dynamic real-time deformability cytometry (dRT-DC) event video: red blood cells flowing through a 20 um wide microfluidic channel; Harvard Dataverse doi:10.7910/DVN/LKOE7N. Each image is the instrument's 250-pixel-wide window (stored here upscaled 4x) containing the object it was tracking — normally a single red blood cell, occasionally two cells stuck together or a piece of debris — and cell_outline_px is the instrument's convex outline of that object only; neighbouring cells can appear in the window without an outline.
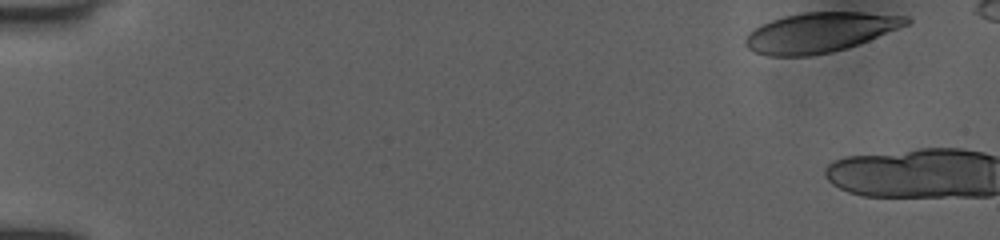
{"species": "human", "species_latin": "Homo sapiens", "temperature_condition": "room temperature", "stored_images_in_passage": 3, "camera_frame_rate_fps": 3000, "um_per_image_px": 0.085, "donor": {"sex": "female"}, "frame": {"image": 1, "passage_image": 1, "time_ms": 0.0, "image_size_px": [1000, 240], "cell_outline_px": [[912, 20], [908, 24], [868, 40], [832, 52], [808, 56], [768, 56], [756, 52], [748, 48], [744, 44], [744, 40], [756, 28], [772, 20], [784, 16], [804, 12], [864, 12], [908, 16]], "centroid_in_image_um": [69.7, 2.75], "position_along_channel_um": 15.3, "area_um2": 36.82}}